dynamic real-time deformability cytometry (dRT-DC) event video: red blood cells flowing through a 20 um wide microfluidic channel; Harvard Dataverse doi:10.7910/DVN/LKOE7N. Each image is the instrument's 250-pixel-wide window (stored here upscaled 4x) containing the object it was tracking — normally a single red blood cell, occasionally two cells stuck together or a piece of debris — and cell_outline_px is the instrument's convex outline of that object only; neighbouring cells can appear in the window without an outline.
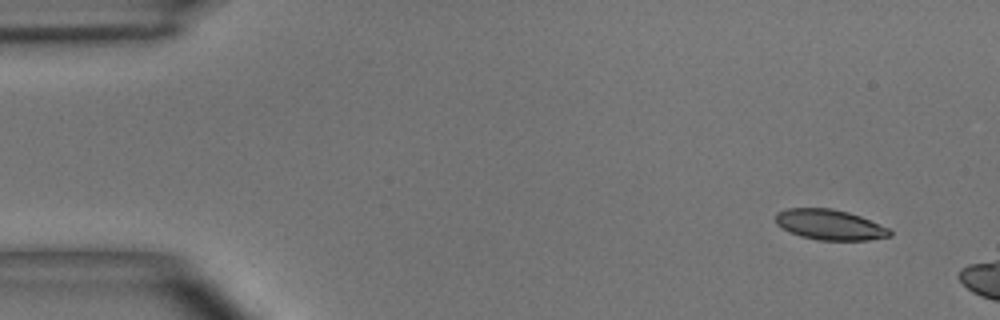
{"species": "common noctule bat (a hibernating species)", "species_latin": "Nyctalus noctula", "temperature_condition": "room temperature", "stored_images_in_passage": 3, "camera_frame_rate_fps": 3000, "um_per_image_px": 0.085, "animal": {"sex": "male", "body_mass_g": 15.6}, "frame": {"image": 1, "passage_image": 1, "time_ms": 0.0, "image_size_px": [1000, 320], "cell_outline_px": [[892, 236], [868, 240], [820, 240], [800, 236], [788, 232], [776, 224], [776, 212], [788, 208], [832, 208], [848, 212], [860, 216], [888, 228], [892, 232]], "centroid_in_image_um": [70.51, 19.1], "position_along_channel_um": 14.5, "area_um2": 20.23}}